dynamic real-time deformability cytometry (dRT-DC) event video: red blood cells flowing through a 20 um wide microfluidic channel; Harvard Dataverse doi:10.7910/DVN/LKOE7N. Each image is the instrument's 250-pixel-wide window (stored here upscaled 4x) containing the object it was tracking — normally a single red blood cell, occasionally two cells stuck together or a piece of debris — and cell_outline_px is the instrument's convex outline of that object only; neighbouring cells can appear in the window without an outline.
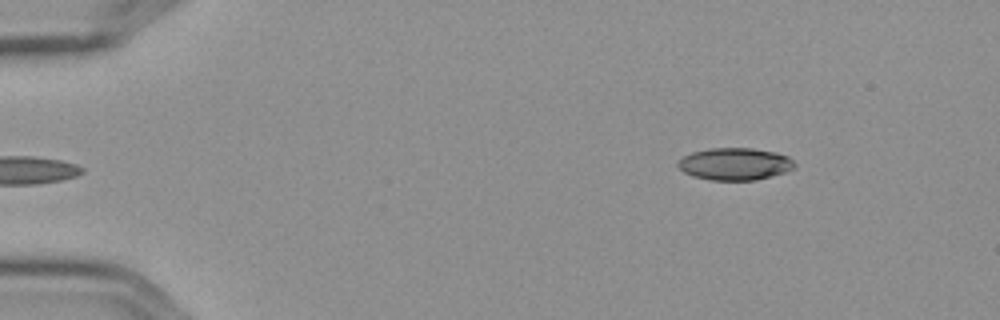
{"species": "Egyptian fruit bat (a non-hibernating species)", "species_latin": "Rousettus aegyptiacus", "temperature_condition": "cold", "stored_images_in_passage": 4, "camera_frame_rate_fps": 3000, "um_per_image_px": 0.085, "frame": {"image": 1, "passage_image": 1, "time_ms": 0.0, "image_size_px": [1000, 320], "cell_outline_px": [[796, 168], [772, 176], [756, 180], [708, 180], [692, 176], [684, 172], [676, 164], [684, 156], [692, 152], [708, 148], [752, 148], [776, 152], [788, 156], [796, 164]], "centroid_in_image_um": [62.48, 13.94], "position_along_channel_um": 22.5, "area_um2": 22.02}}
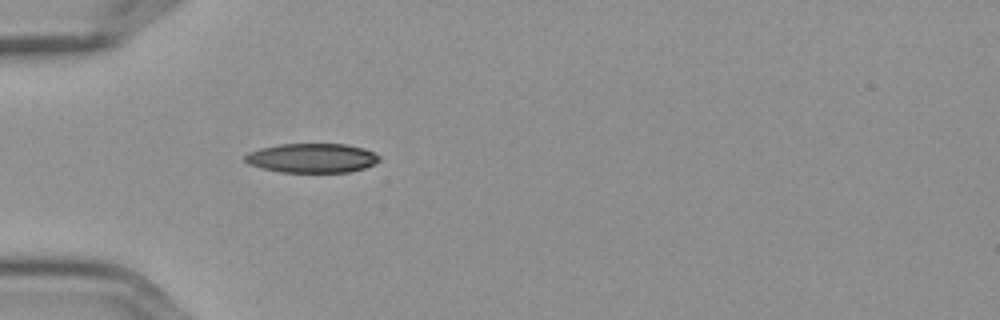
{"frame": {"image": 2, "passage_image": 4, "time_ms": 1.0, "image_size_px": [1000, 320], "cell_outline_px": [[380, 160], [376, 164], [364, 168], [348, 172], [280, 172], [248, 164], [244, 160], [244, 156], [248, 152], [260, 148], [280, 144], [344, 144], [364, 148], [380, 156]], "centroid_in_image_um": [26.52, 13.43], "position_along_channel_um": 58.5, "area_um2": 22.95}}